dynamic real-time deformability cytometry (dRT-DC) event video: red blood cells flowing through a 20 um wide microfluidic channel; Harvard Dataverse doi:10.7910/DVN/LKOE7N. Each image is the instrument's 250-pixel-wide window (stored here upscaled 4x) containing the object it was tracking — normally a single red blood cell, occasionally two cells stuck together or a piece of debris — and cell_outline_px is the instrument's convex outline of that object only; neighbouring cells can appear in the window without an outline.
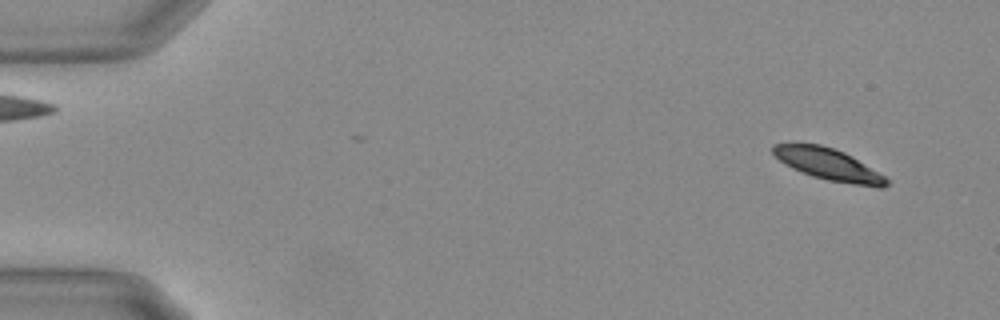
{"species": "Egyptian fruit bat (a non-hibernating species)", "species_latin": "Rousettus aegyptiacus", "temperature_condition": "warm", "stored_images_in_passage": 50, "camera_frame_rate_fps": 3000, "um_per_image_px": 0.085, "animal": {"sex": "female"}, "frame": {"image": 1, "passage_image": 6, "time_ms": 1.667, "image_size_px": [1000, 320], "cell_outline_px": [[888, 184], [884, 188], [876, 188], [828, 180], [812, 176], [792, 168], [780, 160], [772, 152], [772, 144], [820, 144], [844, 152], [852, 156], [884, 176], [888, 180]], "centroid_in_image_um": [70.44, 13.98], "position_along_channel_um": 14.6, "area_um2": 20.69}}
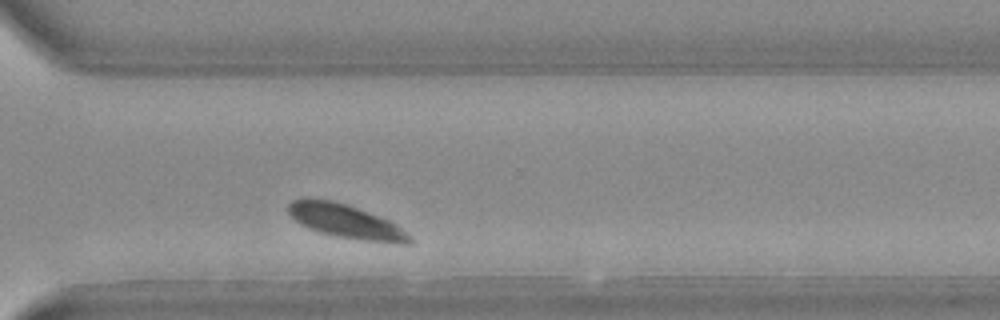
{"frame": {"image": 2, "passage_image": 45, "time_ms": 14.667, "image_size_px": [1000, 320], "cell_outline_px": [[412, 244], [400, 244], [368, 240], [340, 236], [320, 232], [308, 228], [300, 224], [288, 212], [288, 204], [292, 200], [304, 196], [308, 196], [332, 200], [348, 204], [388, 220], [396, 224], [412, 236]], "centroid_in_image_um": [29.37, 18.77], "position_along_channel_um": 341.2, "area_um2": 23.93}}
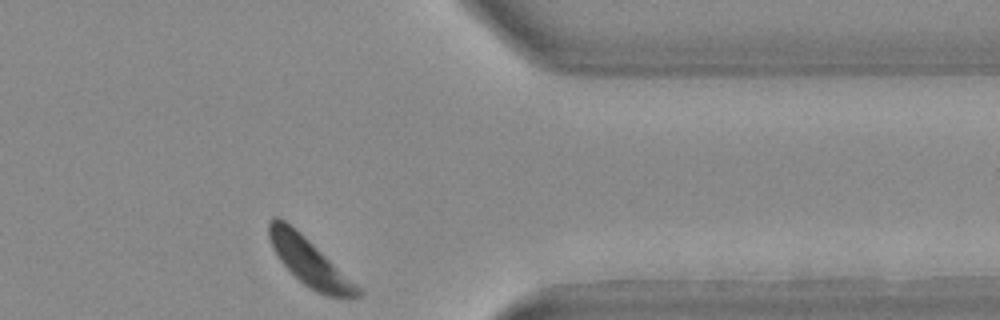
{"frame": {"image": 3, "passage_image": 50, "time_ms": 16.333, "image_size_px": [1000, 320], "cell_outline_px": [[364, 292], [360, 296], [328, 296], [316, 292], [304, 284], [280, 260], [272, 248], [268, 236], [268, 220], [272, 216], [276, 216], [284, 220], [304, 236], [360, 288]], "centroid_in_image_um": [26.24, 22.22], "position_along_channel_um": 385.2, "area_um2": 23.76}}